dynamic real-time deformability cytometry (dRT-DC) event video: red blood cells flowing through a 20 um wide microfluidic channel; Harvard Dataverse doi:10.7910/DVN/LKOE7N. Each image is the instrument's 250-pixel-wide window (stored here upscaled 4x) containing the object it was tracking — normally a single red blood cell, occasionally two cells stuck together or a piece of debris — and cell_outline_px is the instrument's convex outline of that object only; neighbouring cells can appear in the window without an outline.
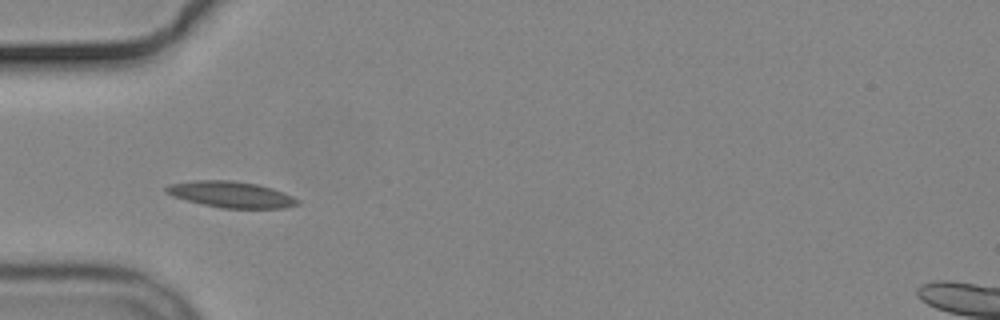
{"species": "common noctule bat (a hibernating species)", "species_latin": "Nyctalus noctula", "temperature_condition": "cold", "stored_images_in_passage": 7, "camera_frame_rate_fps": 3000, "um_per_image_px": 0.085, "animal": {"sex": "male", "body_mass_g": 19.2, "forearm_length_mm": 51.8}, "frame": {"image": 1, "passage_image": 1, "time_ms": 0.0, "image_size_px": [1000, 320], "cell_outline_px": [[300, 204], [284, 208], [220, 208], [172, 196], [164, 192], [164, 188], [168, 184], [192, 180], [232, 180], [256, 184], [272, 188], [284, 192], [300, 200]], "centroid_in_image_um": [19.63, 16.52], "position_along_channel_um": 65.4, "area_um2": 20.11}}
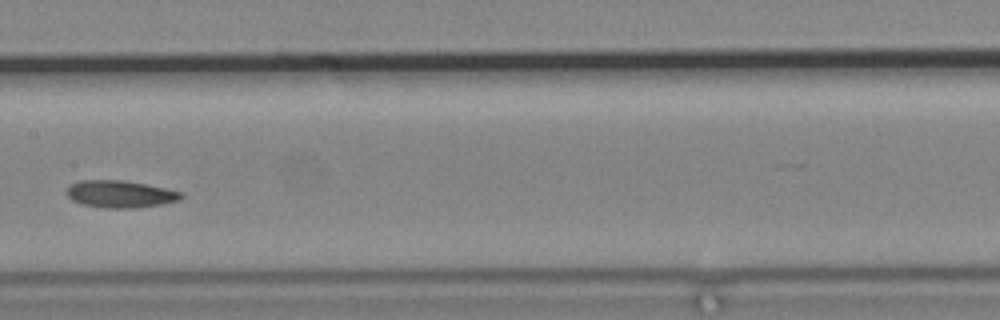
{"frame": {"image": 2, "passage_image": 4, "time_ms": 3.667, "image_size_px": [1000, 320], "cell_outline_px": [[184, 196], [180, 200], [160, 204], [132, 208], [104, 208], [84, 204], [72, 200], [68, 196], [68, 188], [72, 184], [80, 180], [124, 180], [148, 184], [184, 192]], "centroid_in_image_um": [10.28, 16.48], "position_along_channel_um": 197.1, "area_um2": 18.09}}
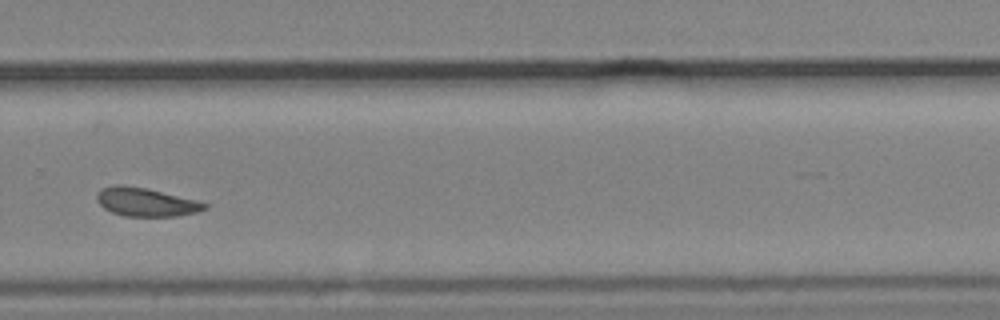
{"frame": {"image": 3, "passage_image": 7, "time_ms": 7.0, "image_size_px": [1000, 320], "cell_outline_px": [[208, 208], [196, 212], [176, 216], [124, 216], [112, 212], [104, 208], [96, 200], [96, 192], [100, 188], [116, 184], [120, 184], [144, 188], [200, 200], [208, 204]], "centroid_in_image_um": [12.4, 17.17], "position_along_channel_um": 317.4, "area_um2": 18.03}}